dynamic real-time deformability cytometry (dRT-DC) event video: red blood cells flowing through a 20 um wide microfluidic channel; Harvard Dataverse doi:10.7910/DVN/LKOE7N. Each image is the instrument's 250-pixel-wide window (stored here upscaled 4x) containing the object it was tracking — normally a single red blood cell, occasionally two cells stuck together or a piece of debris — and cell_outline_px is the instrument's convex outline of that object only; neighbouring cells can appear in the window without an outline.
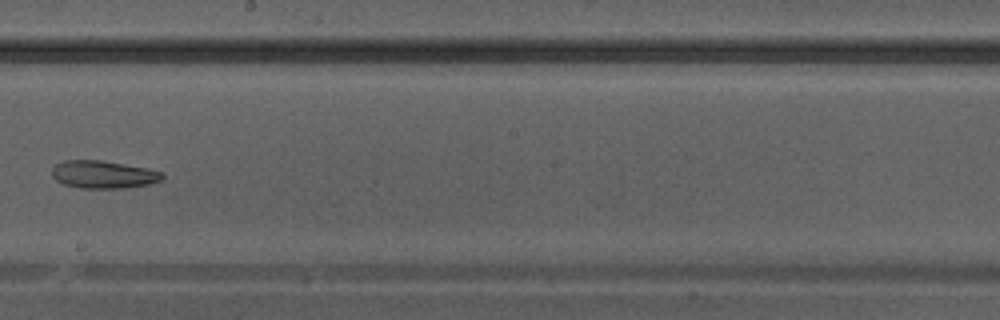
{"species": "Egyptian fruit bat (a non-hibernating species)", "species_latin": "Rousettus aegyptiacus", "temperature_condition": "warm", "stored_images_in_passage": 30, "camera_frame_rate_fps": 3000, "um_per_image_px": 0.085, "animal": {"sex": "male"}, "frame": {"image": 1, "passage_image": 13, "time_ms": 4.0, "image_size_px": [1000, 320], "cell_outline_px": [[164, 176], [160, 180], [148, 184], [124, 188], [80, 188], [64, 184], [56, 180], [52, 176], [52, 168], [56, 164], [64, 160], [100, 160], [148, 168], [164, 172]], "centroid_in_image_um": [8.78, 14.83], "position_along_channel_um": 239.4, "area_um2": 17.8}}